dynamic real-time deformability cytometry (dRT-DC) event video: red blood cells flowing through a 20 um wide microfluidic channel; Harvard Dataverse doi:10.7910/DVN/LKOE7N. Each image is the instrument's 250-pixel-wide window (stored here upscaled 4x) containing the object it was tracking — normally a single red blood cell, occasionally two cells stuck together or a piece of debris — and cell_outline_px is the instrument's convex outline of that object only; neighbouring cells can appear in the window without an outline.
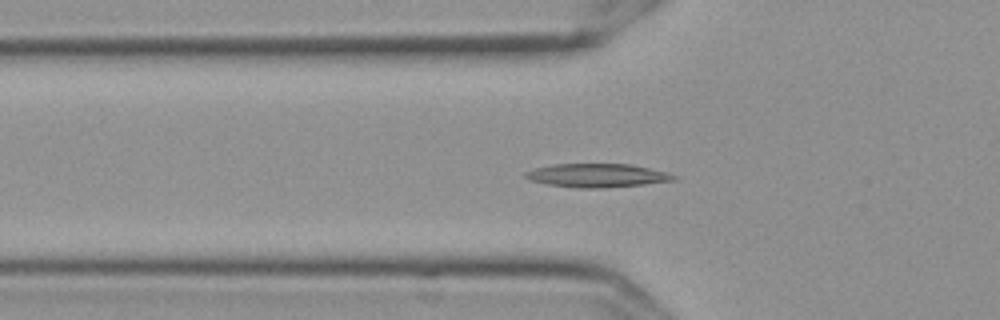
{"species": "Egyptian fruit bat (a non-hibernating species)", "species_latin": "Rousettus aegyptiacus", "temperature_condition": "cold", "stored_images_in_passage": 51, "camera_frame_rate_fps": 3000, "um_per_image_px": 0.085, "frame": {"image": 1, "passage_image": 14, "time_ms": 4.333, "image_size_px": [1000, 320], "cell_outline_px": [[676, 180], [644, 184], [604, 188], [576, 188], [548, 184], [528, 180], [524, 176], [524, 172], [536, 168], [552, 164], [628, 164], [648, 168], [664, 172], [676, 176]], "centroid_in_image_um": [50.7, 14.92], "position_along_channel_um": 75.1, "area_um2": 20.23}}
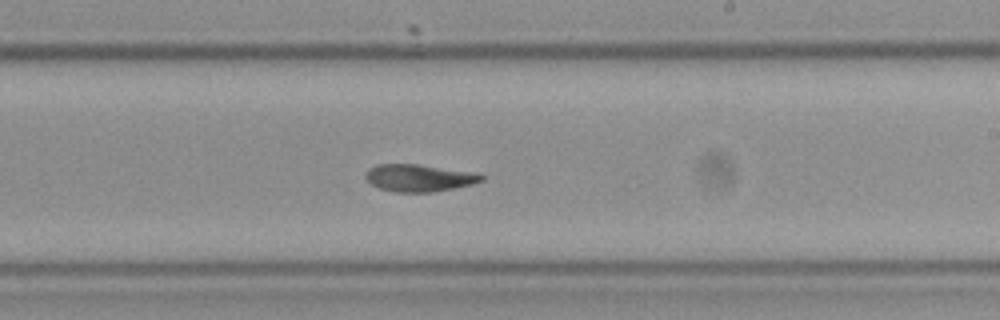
{"frame": {"image": 2, "passage_image": 29, "time_ms": 9.333, "image_size_px": [1000, 320], "cell_outline_px": [[484, 180], [472, 184], [432, 192], [396, 192], [380, 188], [372, 184], [364, 176], [364, 172], [368, 168], [376, 164], [416, 164], [480, 172], [484, 176]], "centroid_in_image_um": [35.64, 15.1], "position_along_channel_um": 253.4, "area_um2": 18.55}}
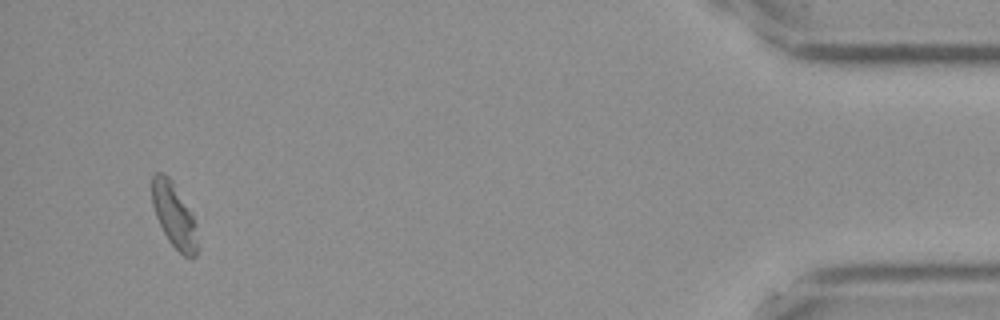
{"frame": {"image": 3, "passage_image": 49, "time_ms": 16.0, "image_size_px": [1000, 320], "cell_outline_px": [[196, 256], [192, 260], [184, 256], [168, 240], [156, 216], [152, 204], [152, 176], [156, 172], [164, 172], [172, 180], [192, 216], [196, 244]], "centroid_in_image_um": [14.74, 18.27], "position_along_channel_um": 420.5, "area_um2": 16.47}, "authors_computed_cell_mechanics": {"area_um2": 18.5538, "velocity_mm_per_s": 3.5541, "shape_relaxation_time_tau1_ms": null, "shape_relaxation_time_tau2_ms": 4.8434, "deformation_change_tau1": null, "deformation_change_tau2": 0.0949}}